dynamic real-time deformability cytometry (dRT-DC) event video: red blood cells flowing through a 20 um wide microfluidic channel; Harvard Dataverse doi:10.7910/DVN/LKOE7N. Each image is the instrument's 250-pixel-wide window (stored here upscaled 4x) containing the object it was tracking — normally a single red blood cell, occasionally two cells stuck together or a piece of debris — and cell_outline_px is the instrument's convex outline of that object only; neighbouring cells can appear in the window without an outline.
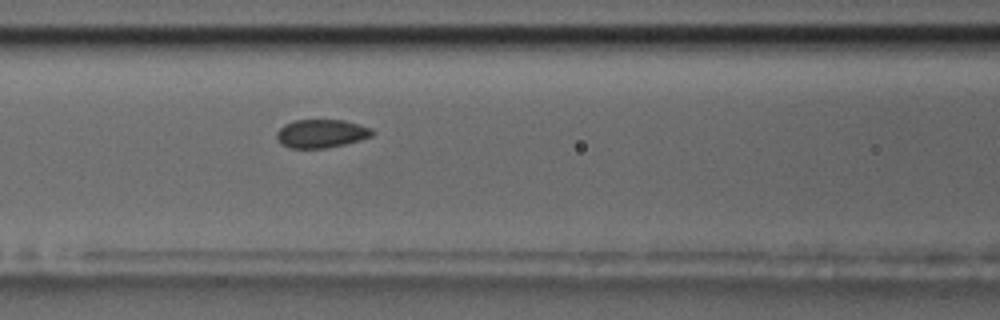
{"species": "common noctule bat (a hibernating species)", "species_latin": "Nyctalus noctula", "temperature_condition": "room temperature", "stored_images_in_passage": 35, "camera_frame_rate_fps": 3000, "um_per_image_px": 0.085, "animal": {"sex": "male", "body_mass_g": 17.5, "forearm_length_mm": 52.3}, "frame": {"image": 1, "passage_image": 9, "time_ms": 2.667, "image_size_px": [1000, 320], "cell_outline_px": [[376, 132], [372, 136], [360, 140], [328, 148], [288, 148], [280, 144], [276, 140], [276, 132], [284, 124], [296, 120], [344, 120], [360, 124], [372, 128]], "centroid_in_image_um": [27.31, 11.36], "position_along_channel_um": 139.3, "area_um2": 16.07}}
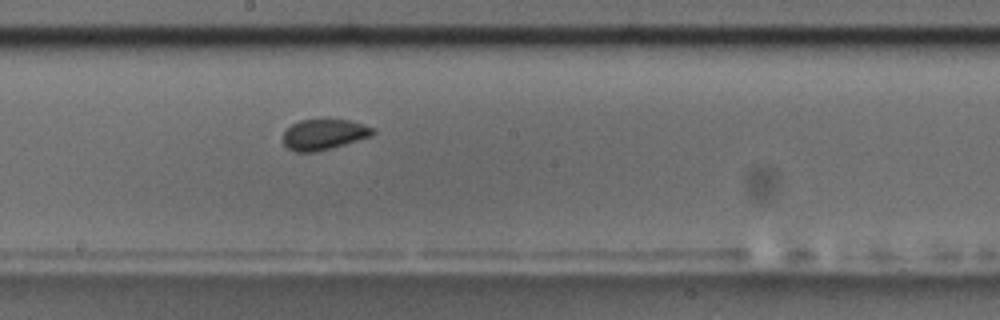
{"frame": {"image": 2, "passage_image": 16, "time_ms": 5.0, "image_size_px": [1000, 320], "cell_outline_px": [[376, 132], [372, 136], [332, 148], [316, 152], [296, 152], [288, 148], [284, 144], [284, 132], [292, 124], [300, 120], [320, 116], [328, 116], [348, 120], [376, 128]], "centroid_in_image_um": [27.56, 11.37], "position_along_channel_um": 220.6, "area_um2": 16.76}}
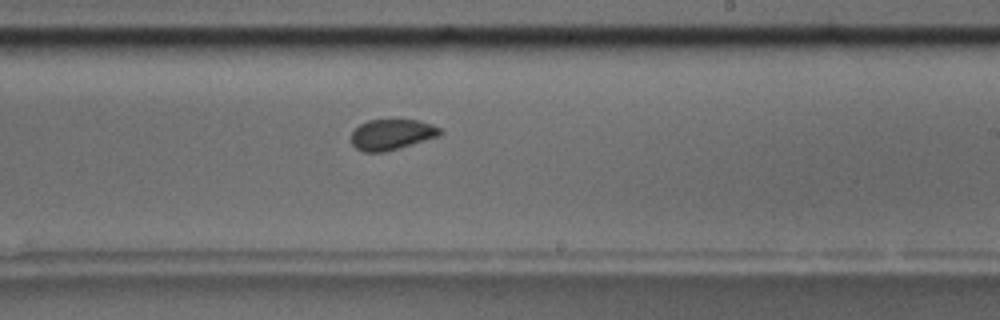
{"frame": {"image": 3, "passage_image": 19, "time_ms": 6.0, "image_size_px": [1000, 320], "cell_outline_px": [[444, 132], [440, 136], [400, 148], [384, 152], [364, 152], [356, 148], [352, 144], [352, 132], [360, 124], [368, 120], [420, 120], [432, 124], [440, 128]], "centroid_in_image_um": [33.34, 11.43], "position_along_channel_um": 255.7, "area_um2": 15.95}, "authors_computed_cell_mechanics": {"area_um2": 16.2996, "velocity_mm_per_s": 3.5134, "shape_relaxation_time_tau1_ms": 4.6809, "shape_relaxation_time_tau2_ms": null, "deformation_change_tau1": 0.0756, "deformation_change_tau2": null}}